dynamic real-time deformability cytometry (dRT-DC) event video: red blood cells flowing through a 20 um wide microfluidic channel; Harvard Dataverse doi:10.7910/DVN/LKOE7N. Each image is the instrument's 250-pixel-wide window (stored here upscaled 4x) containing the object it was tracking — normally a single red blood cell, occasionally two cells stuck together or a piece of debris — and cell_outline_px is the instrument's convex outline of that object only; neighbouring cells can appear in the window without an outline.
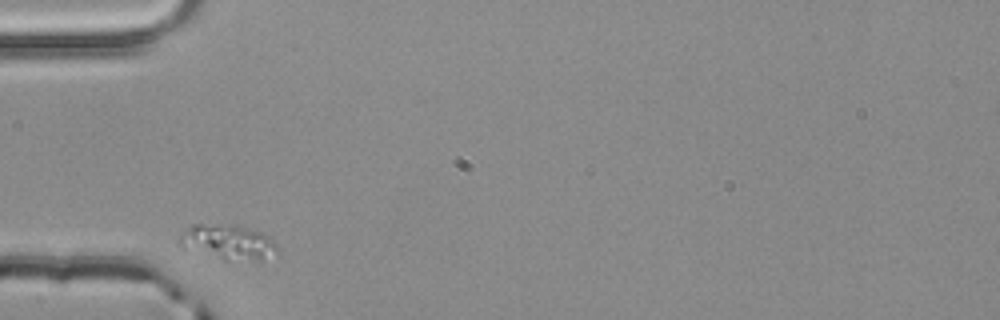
{"species": "common noctule bat (a hibernating species)", "species_latin": "Nyctalus noctula", "temperature_condition": "room temperature", "stored_images_in_passage": 2, "camera_frame_rate_fps": 3000, "um_per_image_px": 0.085, "animal": {"sex": "male", "body_mass_g": 20.4}, "frame": {"image": 1, "passage_image": 1, "time_ms": 0.0, "image_size_px": [1000, 320], "cell_outline_px": [[276, 252], [260, 260], [224, 260], [180, 248], [176, 244], [176, 240], [180, 232], [184, 228], [192, 224], [240, 224], [264, 232], [276, 244]], "centroid_in_image_um": [19.26, 20.54], "position_along_channel_um": 65.7, "area_um2": 20.69}}
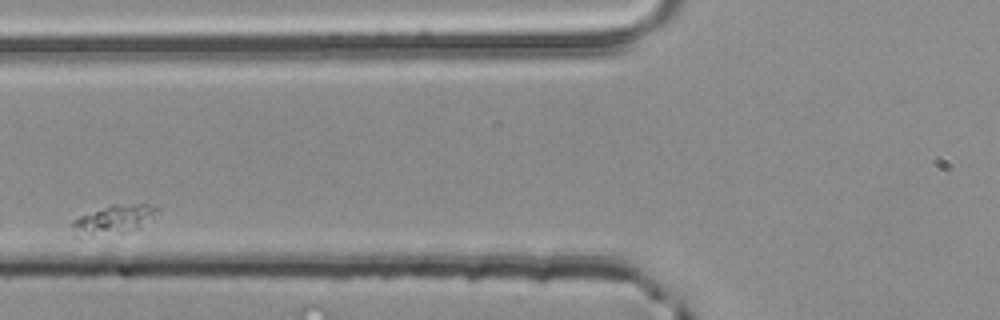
{"frame": {"image": 2, "passage_image": 2, "time_ms": 0.333, "image_size_px": [1000, 320], "cell_outline_px": [[160, 212], [136, 228], [124, 232], [80, 240], [76, 240], [72, 228], [72, 220], [80, 216], [112, 204], [148, 204], [160, 208]], "centroid_in_image_um": [9.56, 18.71], "position_along_channel_um": 116.2, "area_um2": 14.74}}